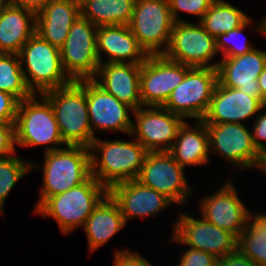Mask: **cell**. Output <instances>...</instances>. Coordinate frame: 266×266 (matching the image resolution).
Returning <instances> with one entry per match:
<instances>
[{
    "mask_svg": "<svg viewBox=\"0 0 266 266\" xmlns=\"http://www.w3.org/2000/svg\"><path fill=\"white\" fill-rule=\"evenodd\" d=\"M129 141L96 137L89 146L91 175L107 190L138 179L148 151L131 135Z\"/></svg>",
    "mask_w": 266,
    "mask_h": 266,
    "instance_id": "obj_1",
    "label": "cell"
},
{
    "mask_svg": "<svg viewBox=\"0 0 266 266\" xmlns=\"http://www.w3.org/2000/svg\"><path fill=\"white\" fill-rule=\"evenodd\" d=\"M43 155L44 161H41L43 164L31 162V171H39L42 167L43 176L39 198L33 212L49 197L63 193L85 182L91 176L89 147L67 145L61 149L43 153Z\"/></svg>",
    "mask_w": 266,
    "mask_h": 266,
    "instance_id": "obj_2",
    "label": "cell"
},
{
    "mask_svg": "<svg viewBox=\"0 0 266 266\" xmlns=\"http://www.w3.org/2000/svg\"><path fill=\"white\" fill-rule=\"evenodd\" d=\"M108 190L92 175L83 183L49 197L34 213L52 218L65 236L82 228Z\"/></svg>",
    "mask_w": 266,
    "mask_h": 266,
    "instance_id": "obj_3",
    "label": "cell"
},
{
    "mask_svg": "<svg viewBox=\"0 0 266 266\" xmlns=\"http://www.w3.org/2000/svg\"><path fill=\"white\" fill-rule=\"evenodd\" d=\"M14 126L16 148L43 146V153H46L67 146L54 110L42 94H33L19 102Z\"/></svg>",
    "mask_w": 266,
    "mask_h": 266,
    "instance_id": "obj_4",
    "label": "cell"
},
{
    "mask_svg": "<svg viewBox=\"0 0 266 266\" xmlns=\"http://www.w3.org/2000/svg\"><path fill=\"white\" fill-rule=\"evenodd\" d=\"M42 95L50 102L62 139L67 145L89 147L92 135L86 99V79L48 90Z\"/></svg>",
    "mask_w": 266,
    "mask_h": 266,
    "instance_id": "obj_5",
    "label": "cell"
},
{
    "mask_svg": "<svg viewBox=\"0 0 266 266\" xmlns=\"http://www.w3.org/2000/svg\"><path fill=\"white\" fill-rule=\"evenodd\" d=\"M18 55L26 85L33 94H42L72 82L62 67L60 49L36 32Z\"/></svg>",
    "mask_w": 266,
    "mask_h": 266,
    "instance_id": "obj_6",
    "label": "cell"
},
{
    "mask_svg": "<svg viewBox=\"0 0 266 266\" xmlns=\"http://www.w3.org/2000/svg\"><path fill=\"white\" fill-rule=\"evenodd\" d=\"M173 25L168 0H135L128 26L148 55L166 51Z\"/></svg>",
    "mask_w": 266,
    "mask_h": 266,
    "instance_id": "obj_7",
    "label": "cell"
},
{
    "mask_svg": "<svg viewBox=\"0 0 266 266\" xmlns=\"http://www.w3.org/2000/svg\"><path fill=\"white\" fill-rule=\"evenodd\" d=\"M170 242L185 245L214 255L217 259L238 249V238L203 217L191 216L186 210L178 212Z\"/></svg>",
    "mask_w": 266,
    "mask_h": 266,
    "instance_id": "obj_8",
    "label": "cell"
},
{
    "mask_svg": "<svg viewBox=\"0 0 266 266\" xmlns=\"http://www.w3.org/2000/svg\"><path fill=\"white\" fill-rule=\"evenodd\" d=\"M186 175L185 168L168 151L148 152L137 180L162 193L177 206L186 207L189 198L195 196Z\"/></svg>",
    "mask_w": 266,
    "mask_h": 266,
    "instance_id": "obj_9",
    "label": "cell"
},
{
    "mask_svg": "<svg viewBox=\"0 0 266 266\" xmlns=\"http://www.w3.org/2000/svg\"><path fill=\"white\" fill-rule=\"evenodd\" d=\"M217 82L216 68L192 67L184 80L171 92L163 107L185 121L189 118L202 120Z\"/></svg>",
    "mask_w": 266,
    "mask_h": 266,
    "instance_id": "obj_10",
    "label": "cell"
},
{
    "mask_svg": "<svg viewBox=\"0 0 266 266\" xmlns=\"http://www.w3.org/2000/svg\"><path fill=\"white\" fill-rule=\"evenodd\" d=\"M163 55L189 67L217 68L220 55L216 38L195 21L174 22L169 45ZM214 59V60H213Z\"/></svg>",
    "mask_w": 266,
    "mask_h": 266,
    "instance_id": "obj_11",
    "label": "cell"
},
{
    "mask_svg": "<svg viewBox=\"0 0 266 266\" xmlns=\"http://www.w3.org/2000/svg\"><path fill=\"white\" fill-rule=\"evenodd\" d=\"M206 128L210 155L217 154L235 171L256 170L261 153L254 146L252 130L245 123L206 124Z\"/></svg>",
    "mask_w": 266,
    "mask_h": 266,
    "instance_id": "obj_12",
    "label": "cell"
},
{
    "mask_svg": "<svg viewBox=\"0 0 266 266\" xmlns=\"http://www.w3.org/2000/svg\"><path fill=\"white\" fill-rule=\"evenodd\" d=\"M97 26L79 16L60 48L61 63L72 81L93 79L100 62L97 53Z\"/></svg>",
    "mask_w": 266,
    "mask_h": 266,
    "instance_id": "obj_13",
    "label": "cell"
},
{
    "mask_svg": "<svg viewBox=\"0 0 266 266\" xmlns=\"http://www.w3.org/2000/svg\"><path fill=\"white\" fill-rule=\"evenodd\" d=\"M133 115L130 135L148 152L169 151L185 121L163 106H141Z\"/></svg>",
    "mask_w": 266,
    "mask_h": 266,
    "instance_id": "obj_14",
    "label": "cell"
},
{
    "mask_svg": "<svg viewBox=\"0 0 266 266\" xmlns=\"http://www.w3.org/2000/svg\"><path fill=\"white\" fill-rule=\"evenodd\" d=\"M230 179V180H229ZM232 178H226L220 187L211 194H204L199 199L197 208L200 216L209 223L231 232L237 238L247 226L250 209L239 198V191L234 186Z\"/></svg>",
    "mask_w": 266,
    "mask_h": 266,
    "instance_id": "obj_15",
    "label": "cell"
},
{
    "mask_svg": "<svg viewBox=\"0 0 266 266\" xmlns=\"http://www.w3.org/2000/svg\"><path fill=\"white\" fill-rule=\"evenodd\" d=\"M191 68L172 61L163 54L149 55L141 64L142 106H163L171 92L184 80Z\"/></svg>",
    "mask_w": 266,
    "mask_h": 266,
    "instance_id": "obj_16",
    "label": "cell"
},
{
    "mask_svg": "<svg viewBox=\"0 0 266 266\" xmlns=\"http://www.w3.org/2000/svg\"><path fill=\"white\" fill-rule=\"evenodd\" d=\"M86 99L92 135L119 132L130 135L133 109L106 92L93 79H86Z\"/></svg>",
    "mask_w": 266,
    "mask_h": 266,
    "instance_id": "obj_17",
    "label": "cell"
},
{
    "mask_svg": "<svg viewBox=\"0 0 266 266\" xmlns=\"http://www.w3.org/2000/svg\"><path fill=\"white\" fill-rule=\"evenodd\" d=\"M108 194L118 204L126 224L136 218H156L165 208L174 205L165 195L137 179L113 185Z\"/></svg>",
    "mask_w": 266,
    "mask_h": 266,
    "instance_id": "obj_18",
    "label": "cell"
},
{
    "mask_svg": "<svg viewBox=\"0 0 266 266\" xmlns=\"http://www.w3.org/2000/svg\"><path fill=\"white\" fill-rule=\"evenodd\" d=\"M218 83L238 88L250 97L260 98L258 77L266 66V51L253 48L243 55L218 59Z\"/></svg>",
    "mask_w": 266,
    "mask_h": 266,
    "instance_id": "obj_19",
    "label": "cell"
},
{
    "mask_svg": "<svg viewBox=\"0 0 266 266\" xmlns=\"http://www.w3.org/2000/svg\"><path fill=\"white\" fill-rule=\"evenodd\" d=\"M260 98L248 96L238 88L225 87L217 82L207 113L205 124L243 123L255 118L263 109Z\"/></svg>",
    "mask_w": 266,
    "mask_h": 266,
    "instance_id": "obj_20",
    "label": "cell"
},
{
    "mask_svg": "<svg viewBox=\"0 0 266 266\" xmlns=\"http://www.w3.org/2000/svg\"><path fill=\"white\" fill-rule=\"evenodd\" d=\"M96 44L100 64H142L149 56L128 25L97 27Z\"/></svg>",
    "mask_w": 266,
    "mask_h": 266,
    "instance_id": "obj_21",
    "label": "cell"
},
{
    "mask_svg": "<svg viewBox=\"0 0 266 266\" xmlns=\"http://www.w3.org/2000/svg\"><path fill=\"white\" fill-rule=\"evenodd\" d=\"M141 64H100L93 80L106 92L127 104L133 110L142 106L140 97Z\"/></svg>",
    "mask_w": 266,
    "mask_h": 266,
    "instance_id": "obj_22",
    "label": "cell"
},
{
    "mask_svg": "<svg viewBox=\"0 0 266 266\" xmlns=\"http://www.w3.org/2000/svg\"><path fill=\"white\" fill-rule=\"evenodd\" d=\"M79 16V0H51L36 14V33L60 49Z\"/></svg>",
    "mask_w": 266,
    "mask_h": 266,
    "instance_id": "obj_23",
    "label": "cell"
},
{
    "mask_svg": "<svg viewBox=\"0 0 266 266\" xmlns=\"http://www.w3.org/2000/svg\"><path fill=\"white\" fill-rule=\"evenodd\" d=\"M183 167H200L210 163L209 138L202 120H188L180 126L177 137L168 151Z\"/></svg>",
    "mask_w": 266,
    "mask_h": 266,
    "instance_id": "obj_24",
    "label": "cell"
},
{
    "mask_svg": "<svg viewBox=\"0 0 266 266\" xmlns=\"http://www.w3.org/2000/svg\"><path fill=\"white\" fill-rule=\"evenodd\" d=\"M126 226L118 204L107 194L93 209L82 229L87 237L89 254L105 245Z\"/></svg>",
    "mask_w": 266,
    "mask_h": 266,
    "instance_id": "obj_25",
    "label": "cell"
},
{
    "mask_svg": "<svg viewBox=\"0 0 266 266\" xmlns=\"http://www.w3.org/2000/svg\"><path fill=\"white\" fill-rule=\"evenodd\" d=\"M36 32V14L13 5L0 10V53L19 54Z\"/></svg>",
    "mask_w": 266,
    "mask_h": 266,
    "instance_id": "obj_26",
    "label": "cell"
},
{
    "mask_svg": "<svg viewBox=\"0 0 266 266\" xmlns=\"http://www.w3.org/2000/svg\"><path fill=\"white\" fill-rule=\"evenodd\" d=\"M80 16L99 26L128 25L135 0H79Z\"/></svg>",
    "mask_w": 266,
    "mask_h": 266,
    "instance_id": "obj_27",
    "label": "cell"
},
{
    "mask_svg": "<svg viewBox=\"0 0 266 266\" xmlns=\"http://www.w3.org/2000/svg\"><path fill=\"white\" fill-rule=\"evenodd\" d=\"M250 18L226 0H214L199 23L214 38L242 26Z\"/></svg>",
    "mask_w": 266,
    "mask_h": 266,
    "instance_id": "obj_28",
    "label": "cell"
},
{
    "mask_svg": "<svg viewBox=\"0 0 266 266\" xmlns=\"http://www.w3.org/2000/svg\"><path fill=\"white\" fill-rule=\"evenodd\" d=\"M266 211H250L238 238V249L258 266H266Z\"/></svg>",
    "mask_w": 266,
    "mask_h": 266,
    "instance_id": "obj_29",
    "label": "cell"
},
{
    "mask_svg": "<svg viewBox=\"0 0 266 266\" xmlns=\"http://www.w3.org/2000/svg\"><path fill=\"white\" fill-rule=\"evenodd\" d=\"M0 91L13 95L19 102L33 95L26 85L18 54L0 53Z\"/></svg>",
    "mask_w": 266,
    "mask_h": 266,
    "instance_id": "obj_30",
    "label": "cell"
},
{
    "mask_svg": "<svg viewBox=\"0 0 266 266\" xmlns=\"http://www.w3.org/2000/svg\"><path fill=\"white\" fill-rule=\"evenodd\" d=\"M31 160L18 157L17 153L0 159V216H4V205L17 183L31 171Z\"/></svg>",
    "mask_w": 266,
    "mask_h": 266,
    "instance_id": "obj_31",
    "label": "cell"
},
{
    "mask_svg": "<svg viewBox=\"0 0 266 266\" xmlns=\"http://www.w3.org/2000/svg\"><path fill=\"white\" fill-rule=\"evenodd\" d=\"M253 20L254 19L250 17L242 26L216 37V47L219 54L221 53L220 55L222 58L243 55L255 48V46H253L249 39L243 34L249 26L251 27V25L254 24Z\"/></svg>",
    "mask_w": 266,
    "mask_h": 266,
    "instance_id": "obj_32",
    "label": "cell"
},
{
    "mask_svg": "<svg viewBox=\"0 0 266 266\" xmlns=\"http://www.w3.org/2000/svg\"><path fill=\"white\" fill-rule=\"evenodd\" d=\"M213 1L214 0H168L174 22H186L185 19L181 18L182 12L196 17L197 22H199L209 10Z\"/></svg>",
    "mask_w": 266,
    "mask_h": 266,
    "instance_id": "obj_33",
    "label": "cell"
},
{
    "mask_svg": "<svg viewBox=\"0 0 266 266\" xmlns=\"http://www.w3.org/2000/svg\"><path fill=\"white\" fill-rule=\"evenodd\" d=\"M180 253L177 266H217V258L207 252L185 247Z\"/></svg>",
    "mask_w": 266,
    "mask_h": 266,
    "instance_id": "obj_34",
    "label": "cell"
},
{
    "mask_svg": "<svg viewBox=\"0 0 266 266\" xmlns=\"http://www.w3.org/2000/svg\"><path fill=\"white\" fill-rule=\"evenodd\" d=\"M113 256V266H154L146 257L127 246L115 249Z\"/></svg>",
    "mask_w": 266,
    "mask_h": 266,
    "instance_id": "obj_35",
    "label": "cell"
},
{
    "mask_svg": "<svg viewBox=\"0 0 266 266\" xmlns=\"http://www.w3.org/2000/svg\"><path fill=\"white\" fill-rule=\"evenodd\" d=\"M15 123H0V159L17 152L15 144Z\"/></svg>",
    "mask_w": 266,
    "mask_h": 266,
    "instance_id": "obj_36",
    "label": "cell"
},
{
    "mask_svg": "<svg viewBox=\"0 0 266 266\" xmlns=\"http://www.w3.org/2000/svg\"><path fill=\"white\" fill-rule=\"evenodd\" d=\"M252 137L256 149L261 153L266 150V109H262L253 119Z\"/></svg>",
    "mask_w": 266,
    "mask_h": 266,
    "instance_id": "obj_37",
    "label": "cell"
},
{
    "mask_svg": "<svg viewBox=\"0 0 266 266\" xmlns=\"http://www.w3.org/2000/svg\"><path fill=\"white\" fill-rule=\"evenodd\" d=\"M18 104L13 95L0 91V123H15Z\"/></svg>",
    "mask_w": 266,
    "mask_h": 266,
    "instance_id": "obj_38",
    "label": "cell"
},
{
    "mask_svg": "<svg viewBox=\"0 0 266 266\" xmlns=\"http://www.w3.org/2000/svg\"><path fill=\"white\" fill-rule=\"evenodd\" d=\"M217 266H258L239 249L217 260Z\"/></svg>",
    "mask_w": 266,
    "mask_h": 266,
    "instance_id": "obj_39",
    "label": "cell"
},
{
    "mask_svg": "<svg viewBox=\"0 0 266 266\" xmlns=\"http://www.w3.org/2000/svg\"><path fill=\"white\" fill-rule=\"evenodd\" d=\"M51 0H10V5L39 13Z\"/></svg>",
    "mask_w": 266,
    "mask_h": 266,
    "instance_id": "obj_40",
    "label": "cell"
},
{
    "mask_svg": "<svg viewBox=\"0 0 266 266\" xmlns=\"http://www.w3.org/2000/svg\"><path fill=\"white\" fill-rule=\"evenodd\" d=\"M258 83L260 87L261 100L264 102L266 100V66L258 77Z\"/></svg>",
    "mask_w": 266,
    "mask_h": 266,
    "instance_id": "obj_41",
    "label": "cell"
},
{
    "mask_svg": "<svg viewBox=\"0 0 266 266\" xmlns=\"http://www.w3.org/2000/svg\"><path fill=\"white\" fill-rule=\"evenodd\" d=\"M261 171V173L266 174V150L261 152L260 154V160L257 165L256 171Z\"/></svg>",
    "mask_w": 266,
    "mask_h": 266,
    "instance_id": "obj_42",
    "label": "cell"
},
{
    "mask_svg": "<svg viewBox=\"0 0 266 266\" xmlns=\"http://www.w3.org/2000/svg\"><path fill=\"white\" fill-rule=\"evenodd\" d=\"M0 4H1L2 6H4V5H9V4H10V0H0Z\"/></svg>",
    "mask_w": 266,
    "mask_h": 266,
    "instance_id": "obj_43",
    "label": "cell"
},
{
    "mask_svg": "<svg viewBox=\"0 0 266 266\" xmlns=\"http://www.w3.org/2000/svg\"><path fill=\"white\" fill-rule=\"evenodd\" d=\"M263 108L266 109V100L264 101V107Z\"/></svg>",
    "mask_w": 266,
    "mask_h": 266,
    "instance_id": "obj_44",
    "label": "cell"
}]
</instances>
